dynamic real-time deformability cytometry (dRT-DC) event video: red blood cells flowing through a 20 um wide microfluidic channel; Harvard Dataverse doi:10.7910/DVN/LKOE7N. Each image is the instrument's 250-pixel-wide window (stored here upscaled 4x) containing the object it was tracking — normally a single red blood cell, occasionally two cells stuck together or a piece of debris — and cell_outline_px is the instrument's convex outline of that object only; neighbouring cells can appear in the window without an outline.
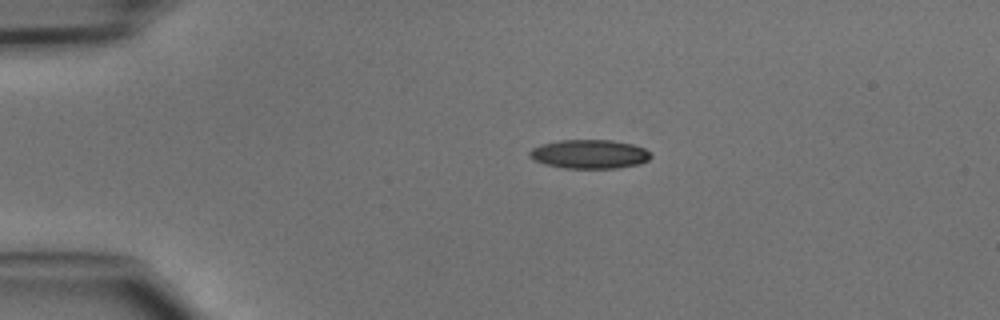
{"species": "common noctule bat (a hibernating species)", "species_latin": "Nyctalus noctula", "temperature_condition": "cold", "stored_images_in_passage": 33, "camera_frame_rate_fps": 3000, "um_per_image_px": 0.085, "animal": {"sex": "male", "body_mass_g": 15.6}, "frame": {"image": 1, "passage_image": 1, "time_ms": 0.0, "image_size_px": [1000, 320], "cell_outline_px": [[652, 156], [648, 160], [636, 164], [616, 168], [564, 168], [544, 164], [532, 160], [528, 156], [528, 152], [532, 148], [540, 144], [560, 140], [612, 140], [632, 144], [644, 148]], "centroid_in_image_um": [50.04, 13.09], "position_along_channel_um": 35.0, "area_um2": 20.46}}
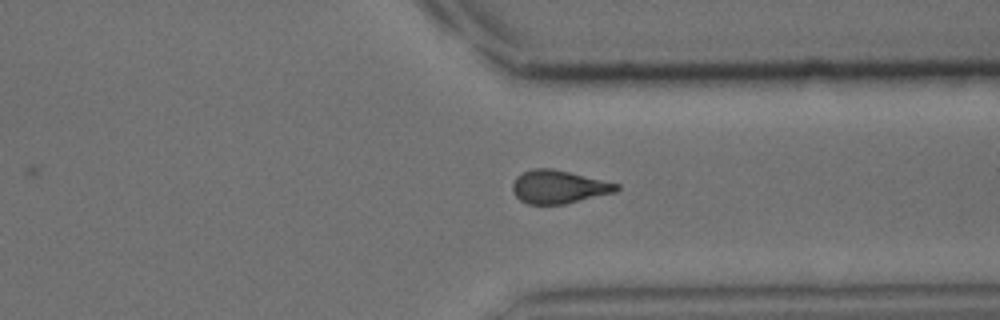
{"frame": {"image": 2, "passage_image": 27, "time_ms": 8.667, "image_size_px": [1000, 320], "cell_outline_px": [[620, 188], [616, 192], [564, 204], [528, 204], [520, 200], [512, 192], [512, 184], [516, 176], [532, 168], [552, 168], [620, 184]], "centroid_in_image_um": [47.47, 15.88], "position_along_channel_um": 363.9, "area_um2": 20.11}}
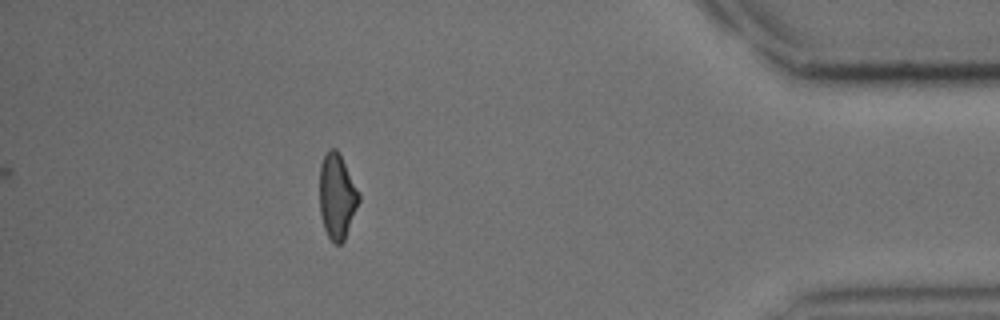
{"frame": {"image": 3, "passage_image": 33, "time_ms": 10.667, "image_size_px": [1000, 320], "cell_outline_px": [[360, 200], [344, 240], [340, 244], [336, 244], [328, 236], [324, 228], [320, 212], [320, 164], [328, 148], [336, 148], [360, 196]], "centroid_in_image_um": [28.62, 16.7], "position_along_channel_um": 406.6, "area_um2": 19.02}}